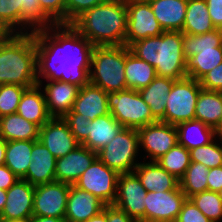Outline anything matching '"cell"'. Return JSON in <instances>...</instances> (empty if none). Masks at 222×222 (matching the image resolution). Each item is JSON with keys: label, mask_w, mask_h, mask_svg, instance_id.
Here are the masks:
<instances>
[{"label": "cell", "mask_w": 222, "mask_h": 222, "mask_svg": "<svg viewBox=\"0 0 222 222\" xmlns=\"http://www.w3.org/2000/svg\"><path fill=\"white\" fill-rule=\"evenodd\" d=\"M37 49V81L67 82L79 86L89 83L94 46L71 24H55L33 32Z\"/></svg>", "instance_id": "1"}, {"label": "cell", "mask_w": 222, "mask_h": 222, "mask_svg": "<svg viewBox=\"0 0 222 222\" xmlns=\"http://www.w3.org/2000/svg\"><path fill=\"white\" fill-rule=\"evenodd\" d=\"M126 0H106L80 15L71 25L93 46L125 45Z\"/></svg>", "instance_id": "2"}, {"label": "cell", "mask_w": 222, "mask_h": 222, "mask_svg": "<svg viewBox=\"0 0 222 222\" xmlns=\"http://www.w3.org/2000/svg\"><path fill=\"white\" fill-rule=\"evenodd\" d=\"M129 49L137 58L153 66L157 76L174 80L187 77V59L180 31H164L159 36L138 40Z\"/></svg>", "instance_id": "3"}, {"label": "cell", "mask_w": 222, "mask_h": 222, "mask_svg": "<svg viewBox=\"0 0 222 222\" xmlns=\"http://www.w3.org/2000/svg\"><path fill=\"white\" fill-rule=\"evenodd\" d=\"M37 49L34 33H13L0 43V85H37Z\"/></svg>", "instance_id": "4"}, {"label": "cell", "mask_w": 222, "mask_h": 222, "mask_svg": "<svg viewBox=\"0 0 222 222\" xmlns=\"http://www.w3.org/2000/svg\"><path fill=\"white\" fill-rule=\"evenodd\" d=\"M182 40L187 77L199 81L222 62V29L200 35L182 33Z\"/></svg>", "instance_id": "5"}, {"label": "cell", "mask_w": 222, "mask_h": 222, "mask_svg": "<svg viewBox=\"0 0 222 222\" xmlns=\"http://www.w3.org/2000/svg\"><path fill=\"white\" fill-rule=\"evenodd\" d=\"M89 83L105 92L127 89L125 78V45L94 46L91 54Z\"/></svg>", "instance_id": "6"}, {"label": "cell", "mask_w": 222, "mask_h": 222, "mask_svg": "<svg viewBox=\"0 0 222 222\" xmlns=\"http://www.w3.org/2000/svg\"><path fill=\"white\" fill-rule=\"evenodd\" d=\"M139 135L137 129L123 128L116 136L97 152V158L118 174L135 170L138 162Z\"/></svg>", "instance_id": "7"}, {"label": "cell", "mask_w": 222, "mask_h": 222, "mask_svg": "<svg viewBox=\"0 0 222 222\" xmlns=\"http://www.w3.org/2000/svg\"><path fill=\"white\" fill-rule=\"evenodd\" d=\"M110 114L124 127L139 129L157 122L150 107L137 90L125 89L108 93Z\"/></svg>", "instance_id": "8"}, {"label": "cell", "mask_w": 222, "mask_h": 222, "mask_svg": "<svg viewBox=\"0 0 222 222\" xmlns=\"http://www.w3.org/2000/svg\"><path fill=\"white\" fill-rule=\"evenodd\" d=\"M201 89L198 80L189 77L176 80L168 94L165 116L160 121L176 126L181 122L194 120Z\"/></svg>", "instance_id": "9"}, {"label": "cell", "mask_w": 222, "mask_h": 222, "mask_svg": "<svg viewBox=\"0 0 222 222\" xmlns=\"http://www.w3.org/2000/svg\"><path fill=\"white\" fill-rule=\"evenodd\" d=\"M119 174L96 158L82 173L74 186L90 192L105 205L114 203Z\"/></svg>", "instance_id": "10"}, {"label": "cell", "mask_w": 222, "mask_h": 222, "mask_svg": "<svg viewBox=\"0 0 222 222\" xmlns=\"http://www.w3.org/2000/svg\"><path fill=\"white\" fill-rule=\"evenodd\" d=\"M139 149L144 150L143 160L156 162L178 143V132L175 125L157 121L137 130ZM143 148V150H142Z\"/></svg>", "instance_id": "11"}, {"label": "cell", "mask_w": 222, "mask_h": 222, "mask_svg": "<svg viewBox=\"0 0 222 222\" xmlns=\"http://www.w3.org/2000/svg\"><path fill=\"white\" fill-rule=\"evenodd\" d=\"M127 6V33L125 46L152 36H159L164 31L154 16L147 1L126 0Z\"/></svg>", "instance_id": "12"}, {"label": "cell", "mask_w": 222, "mask_h": 222, "mask_svg": "<svg viewBox=\"0 0 222 222\" xmlns=\"http://www.w3.org/2000/svg\"><path fill=\"white\" fill-rule=\"evenodd\" d=\"M144 189L134 172L119 174L117 181V195L113 203L137 222H145Z\"/></svg>", "instance_id": "13"}, {"label": "cell", "mask_w": 222, "mask_h": 222, "mask_svg": "<svg viewBox=\"0 0 222 222\" xmlns=\"http://www.w3.org/2000/svg\"><path fill=\"white\" fill-rule=\"evenodd\" d=\"M186 199L180 187L171 191L147 192L145 222H175Z\"/></svg>", "instance_id": "14"}, {"label": "cell", "mask_w": 222, "mask_h": 222, "mask_svg": "<svg viewBox=\"0 0 222 222\" xmlns=\"http://www.w3.org/2000/svg\"><path fill=\"white\" fill-rule=\"evenodd\" d=\"M70 184L53 181L35 186L33 215L65 218Z\"/></svg>", "instance_id": "15"}, {"label": "cell", "mask_w": 222, "mask_h": 222, "mask_svg": "<svg viewBox=\"0 0 222 222\" xmlns=\"http://www.w3.org/2000/svg\"><path fill=\"white\" fill-rule=\"evenodd\" d=\"M57 159L66 156L80 145L67 122L60 117H51L39 131L38 139Z\"/></svg>", "instance_id": "16"}, {"label": "cell", "mask_w": 222, "mask_h": 222, "mask_svg": "<svg viewBox=\"0 0 222 222\" xmlns=\"http://www.w3.org/2000/svg\"><path fill=\"white\" fill-rule=\"evenodd\" d=\"M45 82L37 84L43 90L47 111L51 117L63 118L72 110L80 87L61 81L47 80Z\"/></svg>", "instance_id": "17"}, {"label": "cell", "mask_w": 222, "mask_h": 222, "mask_svg": "<svg viewBox=\"0 0 222 222\" xmlns=\"http://www.w3.org/2000/svg\"><path fill=\"white\" fill-rule=\"evenodd\" d=\"M97 158V152L78 145L64 157L57 158L55 181L74 185L82 173Z\"/></svg>", "instance_id": "18"}, {"label": "cell", "mask_w": 222, "mask_h": 222, "mask_svg": "<svg viewBox=\"0 0 222 222\" xmlns=\"http://www.w3.org/2000/svg\"><path fill=\"white\" fill-rule=\"evenodd\" d=\"M35 186L18 179L7 191L6 203L1 212L2 219H19L33 216Z\"/></svg>", "instance_id": "19"}, {"label": "cell", "mask_w": 222, "mask_h": 222, "mask_svg": "<svg viewBox=\"0 0 222 222\" xmlns=\"http://www.w3.org/2000/svg\"><path fill=\"white\" fill-rule=\"evenodd\" d=\"M104 207L105 204L90 192L70 185L64 219L67 222H87Z\"/></svg>", "instance_id": "20"}, {"label": "cell", "mask_w": 222, "mask_h": 222, "mask_svg": "<svg viewBox=\"0 0 222 222\" xmlns=\"http://www.w3.org/2000/svg\"><path fill=\"white\" fill-rule=\"evenodd\" d=\"M107 99V92L98 86L88 83L79 89L72 111L92 121L97 117L110 114Z\"/></svg>", "instance_id": "21"}, {"label": "cell", "mask_w": 222, "mask_h": 222, "mask_svg": "<svg viewBox=\"0 0 222 222\" xmlns=\"http://www.w3.org/2000/svg\"><path fill=\"white\" fill-rule=\"evenodd\" d=\"M32 162L23 178L33 186L55 181L56 158L39 140L33 144Z\"/></svg>", "instance_id": "22"}, {"label": "cell", "mask_w": 222, "mask_h": 222, "mask_svg": "<svg viewBox=\"0 0 222 222\" xmlns=\"http://www.w3.org/2000/svg\"><path fill=\"white\" fill-rule=\"evenodd\" d=\"M147 192L171 191L179 187V180L168 173L157 162L140 161L133 171Z\"/></svg>", "instance_id": "23"}, {"label": "cell", "mask_w": 222, "mask_h": 222, "mask_svg": "<svg viewBox=\"0 0 222 222\" xmlns=\"http://www.w3.org/2000/svg\"><path fill=\"white\" fill-rule=\"evenodd\" d=\"M148 2L163 31L182 32L188 0H150Z\"/></svg>", "instance_id": "24"}, {"label": "cell", "mask_w": 222, "mask_h": 222, "mask_svg": "<svg viewBox=\"0 0 222 222\" xmlns=\"http://www.w3.org/2000/svg\"><path fill=\"white\" fill-rule=\"evenodd\" d=\"M123 128L111 114L97 117L87 125V139L81 145L98 152L111 142Z\"/></svg>", "instance_id": "25"}, {"label": "cell", "mask_w": 222, "mask_h": 222, "mask_svg": "<svg viewBox=\"0 0 222 222\" xmlns=\"http://www.w3.org/2000/svg\"><path fill=\"white\" fill-rule=\"evenodd\" d=\"M16 113L39 127L51 118L47 111L43 90L38 84L24 91Z\"/></svg>", "instance_id": "26"}, {"label": "cell", "mask_w": 222, "mask_h": 222, "mask_svg": "<svg viewBox=\"0 0 222 222\" xmlns=\"http://www.w3.org/2000/svg\"><path fill=\"white\" fill-rule=\"evenodd\" d=\"M175 81L171 78L156 76L148 86L138 90L157 121L165 116L166 101Z\"/></svg>", "instance_id": "27"}, {"label": "cell", "mask_w": 222, "mask_h": 222, "mask_svg": "<svg viewBox=\"0 0 222 222\" xmlns=\"http://www.w3.org/2000/svg\"><path fill=\"white\" fill-rule=\"evenodd\" d=\"M176 129L178 132V143L188 150L207 145L217 137L214 128L196 119L181 122L176 125Z\"/></svg>", "instance_id": "28"}, {"label": "cell", "mask_w": 222, "mask_h": 222, "mask_svg": "<svg viewBox=\"0 0 222 222\" xmlns=\"http://www.w3.org/2000/svg\"><path fill=\"white\" fill-rule=\"evenodd\" d=\"M157 76L153 66L137 58L125 46V78L127 89L140 90L148 86Z\"/></svg>", "instance_id": "29"}, {"label": "cell", "mask_w": 222, "mask_h": 222, "mask_svg": "<svg viewBox=\"0 0 222 222\" xmlns=\"http://www.w3.org/2000/svg\"><path fill=\"white\" fill-rule=\"evenodd\" d=\"M40 127L17 113L0 117V136L7 141L38 140Z\"/></svg>", "instance_id": "30"}, {"label": "cell", "mask_w": 222, "mask_h": 222, "mask_svg": "<svg viewBox=\"0 0 222 222\" xmlns=\"http://www.w3.org/2000/svg\"><path fill=\"white\" fill-rule=\"evenodd\" d=\"M37 140H15L6 142L5 165L19 178L23 179L32 162L31 152Z\"/></svg>", "instance_id": "31"}, {"label": "cell", "mask_w": 222, "mask_h": 222, "mask_svg": "<svg viewBox=\"0 0 222 222\" xmlns=\"http://www.w3.org/2000/svg\"><path fill=\"white\" fill-rule=\"evenodd\" d=\"M222 116V92L201 89L195 108V119L216 129Z\"/></svg>", "instance_id": "32"}, {"label": "cell", "mask_w": 222, "mask_h": 222, "mask_svg": "<svg viewBox=\"0 0 222 222\" xmlns=\"http://www.w3.org/2000/svg\"><path fill=\"white\" fill-rule=\"evenodd\" d=\"M216 29L205 0H188L182 33L200 35Z\"/></svg>", "instance_id": "33"}, {"label": "cell", "mask_w": 222, "mask_h": 222, "mask_svg": "<svg viewBox=\"0 0 222 222\" xmlns=\"http://www.w3.org/2000/svg\"><path fill=\"white\" fill-rule=\"evenodd\" d=\"M21 33L45 30L55 23L42 11L39 0H21Z\"/></svg>", "instance_id": "34"}, {"label": "cell", "mask_w": 222, "mask_h": 222, "mask_svg": "<svg viewBox=\"0 0 222 222\" xmlns=\"http://www.w3.org/2000/svg\"><path fill=\"white\" fill-rule=\"evenodd\" d=\"M208 172L209 168L204 164L191 161L184 176L179 180V187L187 199L195 194L208 190Z\"/></svg>", "instance_id": "35"}, {"label": "cell", "mask_w": 222, "mask_h": 222, "mask_svg": "<svg viewBox=\"0 0 222 222\" xmlns=\"http://www.w3.org/2000/svg\"><path fill=\"white\" fill-rule=\"evenodd\" d=\"M156 162L180 180L191 163L190 150L177 143Z\"/></svg>", "instance_id": "36"}, {"label": "cell", "mask_w": 222, "mask_h": 222, "mask_svg": "<svg viewBox=\"0 0 222 222\" xmlns=\"http://www.w3.org/2000/svg\"><path fill=\"white\" fill-rule=\"evenodd\" d=\"M192 162L204 164L207 168L222 166V137L217 136L207 145L190 150Z\"/></svg>", "instance_id": "37"}, {"label": "cell", "mask_w": 222, "mask_h": 222, "mask_svg": "<svg viewBox=\"0 0 222 222\" xmlns=\"http://www.w3.org/2000/svg\"><path fill=\"white\" fill-rule=\"evenodd\" d=\"M189 199L212 222H222V199L218 192L206 190Z\"/></svg>", "instance_id": "38"}, {"label": "cell", "mask_w": 222, "mask_h": 222, "mask_svg": "<svg viewBox=\"0 0 222 222\" xmlns=\"http://www.w3.org/2000/svg\"><path fill=\"white\" fill-rule=\"evenodd\" d=\"M27 89L16 84H3L0 87V117L16 113L22 94Z\"/></svg>", "instance_id": "39"}, {"label": "cell", "mask_w": 222, "mask_h": 222, "mask_svg": "<svg viewBox=\"0 0 222 222\" xmlns=\"http://www.w3.org/2000/svg\"><path fill=\"white\" fill-rule=\"evenodd\" d=\"M21 0H0V20L13 33H21Z\"/></svg>", "instance_id": "40"}, {"label": "cell", "mask_w": 222, "mask_h": 222, "mask_svg": "<svg viewBox=\"0 0 222 222\" xmlns=\"http://www.w3.org/2000/svg\"><path fill=\"white\" fill-rule=\"evenodd\" d=\"M106 0H65V24H72L80 15Z\"/></svg>", "instance_id": "41"}, {"label": "cell", "mask_w": 222, "mask_h": 222, "mask_svg": "<svg viewBox=\"0 0 222 222\" xmlns=\"http://www.w3.org/2000/svg\"><path fill=\"white\" fill-rule=\"evenodd\" d=\"M63 119L67 122L77 142L82 144L87 139L86 129L91 121L83 118L81 114L74 113L72 110L69 111Z\"/></svg>", "instance_id": "42"}, {"label": "cell", "mask_w": 222, "mask_h": 222, "mask_svg": "<svg viewBox=\"0 0 222 222\" xmlns=\"http://www.w3.org/2000/svg\"><path fill=\"white\" fill-rule=\"evenodd\" d=\"M42 11L55 23L65 24V0H39Z\"/></svg>", "instance_id": "43"}, {"label": "cell", "mask_w": 222, "mask_h": 222, "mask_svg": "<svg viewBox=\"0 0 222 222\" xmlns=\"http://www.w3.org/2000/svg\"><path fill=\"white\" fill-rule=\"evenodd\" d=\"M175 222H212L190 200L186 199Z\"/></svg>", "instance_id": "44"}, {"label": "cell", "mask_w": 222, "mask_h": 222, "mask_svg": "<svg viewBox=\"0 0 222 222\" xmlns=\"http://www.w3.org/2000/svg\"><path fill=\"white\" fill-rule=\"evenodd\" d=\"M199 82L202 89L222 92V62L206 73Z\"/></svg>", "instance_id": "45"}, {"label": "cell", "mask_w": 222, "mask_h": 222, "mask_svg": "<svg viewBox=\"0 0 222 222\" xmlns=\"http://www.w3.org/2000/svg\"><path fill=\"white\" fill-rule=\"evenodd\" d=\"M212 23L216 29H222V0H205Z\"/></svg>", "instance_id": "46"}, {"label": "cell", "mask_w": 222, "mask_h": 222, "mask_svg": "<svg viewBox=\"0 0 222 222\" xmlns=\"http://www.w3.org/2000/svg\"><path fill=\"white\" fill-rule=\"evenodd\" d=\"M207 184L209 191L219 192L222 189V166L209 169Z\"/></svg>", "instance_id": "47"}, {"label": "cell", "mask_w": 222, "mask_h": 222, "mask_svg": "<svg viewBox=\"0 0 222 222\" xmlns=\"http://www.w3.org/2000/svg\"><path fill=\"white\" fill-rule=\"evenodd\" d=\"M107 222H137L115 205H107Z\"/></svg>", "instance_id": "48"}, {"label": "cell", "mask_w": 222, "mask_h": 222, "mask_svg": "<svg viewBox=\"0 0 222 222\" xmlns=\"http://www.w3.org/2000/svg\"><path fill=\"white\" fill-rule=\"evenodd\" d=\"M19 178L5 165H0V189L8 190Z\"/></svg>", "instance_id": "49"}, {"label": "cell", "mask_w": 222, "mask_h": 222, "mask_svg": "<svg viewBox=\"0 0 222 222\" xmlns=\"http://www.w3.org/2000/svg\"><path fill=\"white\" fill-rule=\"evenodd\" d=\"M31 222H67L64 218L35 216L31 217Z\"/></svg>", "instance_id": "50"}, {"label": "cell", "mask_w": 222, "mask_h": 222, "mask_svg": "<svg viewBox=\"0 0 222 222\" xmlns=\"http://www.w3.org/2000/svg\"><path fill=\"white\" fill-rule=\"evenodd\" d=\"M13 32L0 20V43L7 40Z\"/></svg>", "instance_id": "51"}, {"label": "cell", "mask_w": 222, "mask_h": 222, "mask_svg": "<svg viewBox=\"0 0 222 222\" xmlns=\"http://www.w3.org/2000/svg\"><path fill=\"white\" fill-rule=\"evenodd\" d=\"M87 222H107V205L100 213L91 217Z\"/></svg>", "instance_id": "52"}, {"label": "cell", "mask_w": 222, "mask_h": 222, "mask_svg": "<svg viewBox=\"0 0 222 222\" xmlns=\"http://www.w3.org/2000/svg\"><path fill=\"white\" fill-rule=\"evenodd\" d=\"M6 141L0 136V165L5 163Z\"/></svg>", "instance_id": "53"}, {"label": "cell", "mask_w": 222, "mask_h": 222, "mask_svg": "<svg viewBox=\"0 0 222 222\" xmlns=\"http://www.w3.org/2000/svg\"><path fill=\"white\" fill-rule=\"evenodd\" d=\"M6 197H7L6 190L0 189V214L4 209L6 203Z\"/></svg>", "instance_id": "54"}, {"label": "cell", "mask_w": 222, "mask_h": 222, "mask_svg": "<svg viewBox=\"0 0 222 222\" xmlns=\"http://www.w3.org/2000/svg\"><path fill=\"white\" fill-rule=\"evenodd\" d=\"M2 222H31V217L19 219H2Z\"/></svg>", "instance_id": "55"}, {"label": "cell", "mask_w": 222, "mask_h": 222, "mask_svg": "<svg viewBox=\"0 0 222 222\" xmlns=\"http://www.w3.org/2000/svg\"><path fill=\"white\" fill-rule=\"evenodd\" d=\"M215 130H216L217 136L222 137V116L220 119L219 126Z\"/></svg>", "instance_id": "56"}, {"label": "cell", "mask_w": 222, "mask_h": 222, "mask_svg": "<svg viewBox=\"0 0 222 222\" xmlns=\"http://www.w3.org/2000/svg\"><path fill=\"white\" fill-rule=\"evenodd\" d=\"M218 195L222 199V189L218 192Z\"/></svg>", "instance_id": "57"}]
</instances>
